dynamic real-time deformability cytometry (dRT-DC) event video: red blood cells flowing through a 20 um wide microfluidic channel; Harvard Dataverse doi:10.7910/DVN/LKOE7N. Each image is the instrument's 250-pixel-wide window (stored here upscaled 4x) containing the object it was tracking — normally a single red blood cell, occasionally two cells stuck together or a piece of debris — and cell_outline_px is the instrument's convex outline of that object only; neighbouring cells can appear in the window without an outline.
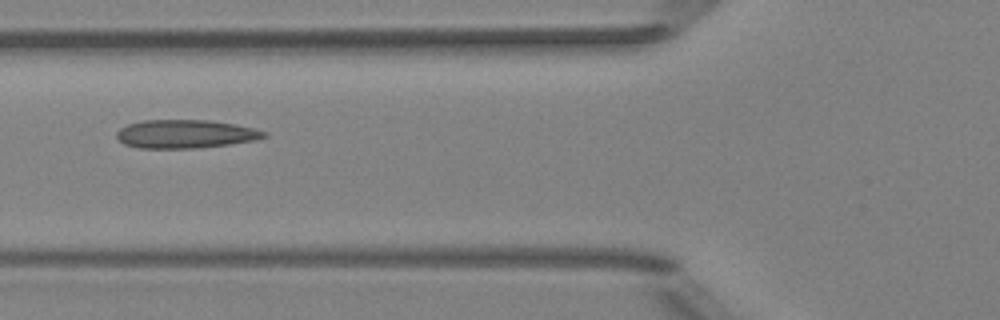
{"species": "Egyptian fruit bat (a non-hibernating species)", "species_latin": "Rousettus aegyptiacus", "temperature_condition": "room temperature", "stored_images_in_passage": 2, "camera_frame_rate_fps": 3000, "um_per_image_px": 0.085, "animal": {"sex": "female"}, "frame": {"image": 1, "passage_image": 2, "time_ms": 1.0, "image_size_px": [1000, 320], "cell_outline_px": [[268, 136], [256, 140], [228, 144], [196, 148], [136, 148], [124, 144], [116, 136], [116, 132], [120, 128], [128, 124], [144, 120], [212, 120], [236, 124], [268, 132]], "centroid_in_image_um": [15.76, 11.38], "position_along_channel_um": 110.0, "area_um2": 24.51}}